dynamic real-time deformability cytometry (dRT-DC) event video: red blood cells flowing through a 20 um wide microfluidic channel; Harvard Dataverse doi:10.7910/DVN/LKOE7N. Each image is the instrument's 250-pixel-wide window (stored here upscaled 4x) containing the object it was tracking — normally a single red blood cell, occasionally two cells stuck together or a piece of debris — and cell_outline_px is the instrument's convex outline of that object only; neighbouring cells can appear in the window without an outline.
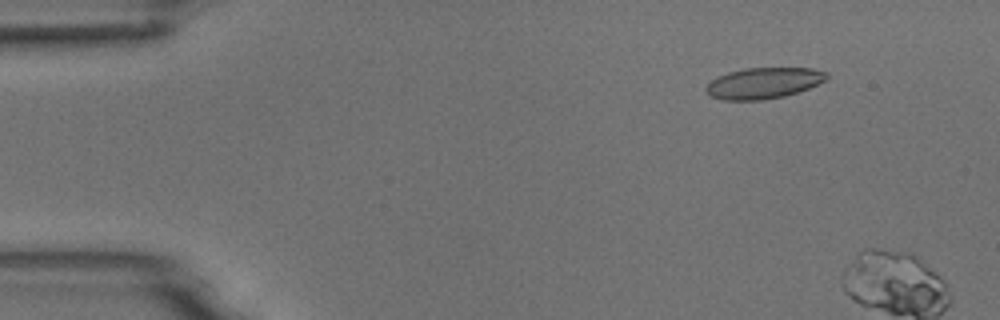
{"species": "common noctule bat (a hibernating species)", "species_latin": "Nyctalus noctula", "temperature_condition": "room temperature", "stored_images_in_passage": 3, "camera_frame_rate_fps": 3000, "um_per_image_px": 0.085, "animal": {"sex": "male", "body_mass_g": 18.8}, "frame": {"image": 1, "passage_image": 2, "time_ms": 1.333, "image_size_px": [1000, 320], "cell_outline_px": [[828, 76], [824, 80], [808, 88], [784, 96], [764, 100], [724, 100], [708, 96], [704, 88], [716, 76], [728, 72], [744, 68], [812, 68], [828, 72]], "centroid_in_image_um": [64.85, 7.06], "position_along_channel_um": 20.1, "area_um2": 21.85}}